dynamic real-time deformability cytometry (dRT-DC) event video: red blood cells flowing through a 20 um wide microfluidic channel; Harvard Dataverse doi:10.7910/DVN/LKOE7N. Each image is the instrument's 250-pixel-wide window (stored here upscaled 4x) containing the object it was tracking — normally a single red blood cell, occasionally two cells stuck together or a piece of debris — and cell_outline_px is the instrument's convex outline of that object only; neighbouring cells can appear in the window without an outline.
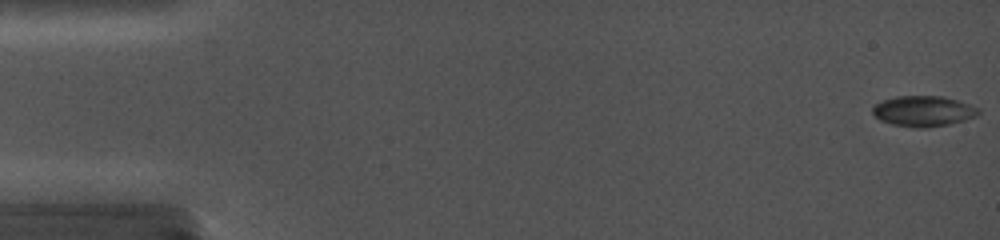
{"species": "common noctule bat (a hibernating species)", "species_latin": "Nyctalus noctula", "temperature_condition": "cold", "stored_images_in_passage": 25, "camera_frame_rate_fps": 5000, "um_per_image_px": 0.085, "animal": {"sex": "female", "body_mass_g": 19.0, "forearm_length_mm": 56.7}, "frame": {"image": 1, "passage_image": 1, "time_ms": 0.0, "image_size_px": [1000, 240], "cell_outline_px": [[980, 112], [976, 116], [964, 120], [948, 124], [924, 128], [920, 128], [892, 124], [880, 120], [872, 112], [872, 108], [876, 104], [884, 100], [896, 96], [944, 96], [980, 108]], "centroid_in_image_um": [78.49, 9.44], "position_along_channel_um": 6.5, "area_um2": 18.67}}
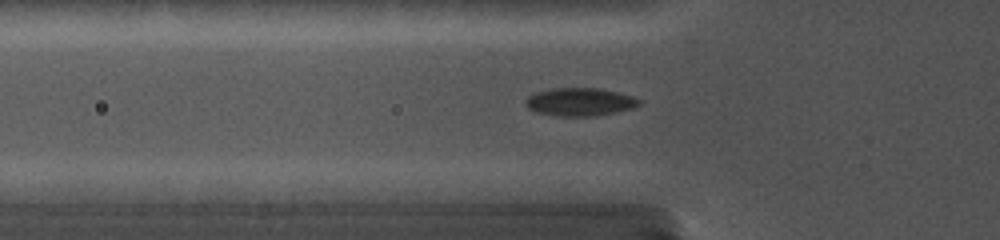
{"frame": {"image": 2, "passage_image": 17, "time_ms": 5.8, "image_size_px": [1000, 240], "cell_outline_px": [[640, 104], [632, 108], [592, 116], [556, 116], [536, 112], [528, 108], [524, 104], [524, 100], [528, 96], [536, 92], [552, 88], [600, 88], [632, 96], [640, 100]], "centroid_in_image_um": [49.22, 8.65], "position_along_channel_um": 76.6, "area_um2": 18.44}}
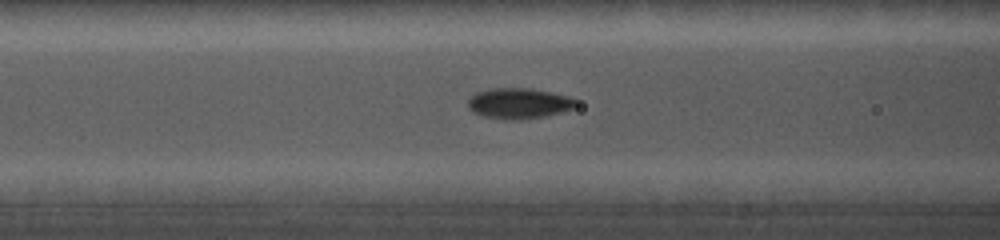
{"frame": {"image": 3, "passage_image": 20, "time_ms": 7.0, "image_size_px": [1000, 240], "cell_outline_px": [[580, 104], [576, 108], [544, 116], [520, 120], [508, 120], [484, 116], [472, 112], [468, 108], [468, 100], [476, 92], [492, 88], [532, 88], [552, 92], [568, 96], [580, 100]], "centroid_in_image_um": [44.16, 8.78], "position_along_channel_um": 122.4, "area_um2": 19.59}}